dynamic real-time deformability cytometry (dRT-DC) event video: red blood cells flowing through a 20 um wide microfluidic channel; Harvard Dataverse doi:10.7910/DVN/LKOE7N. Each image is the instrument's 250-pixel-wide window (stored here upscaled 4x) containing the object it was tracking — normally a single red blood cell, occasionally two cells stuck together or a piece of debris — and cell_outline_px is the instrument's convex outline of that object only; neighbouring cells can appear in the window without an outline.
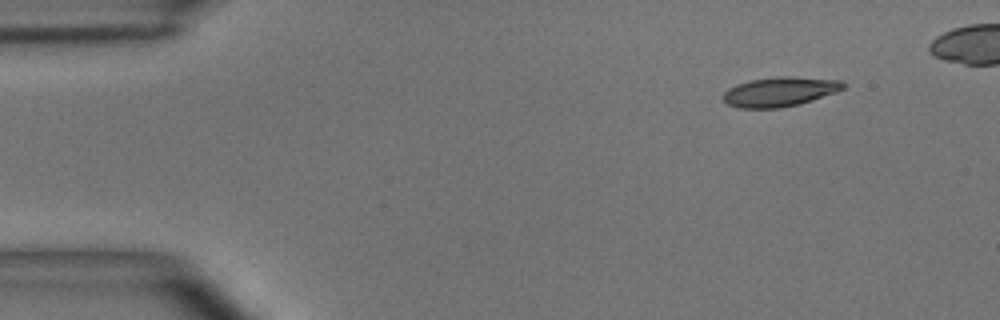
{"species": "common noctule bat (a hibernating species)", "species_latin": "Nyctalus noctula", "temperature_condition": "room temperature", "stored_images_in_passage": 5, "camera_frame_rate_fps": 3000, "um_per_image_px": 0.085, "animal": {"sex": "male", "body_mass_g": 15.6}, "frame": {"image": 1, "passage_image": 1, "time_ms": 0.0, "image_size_px": [1000, 320], "cell_outline_px": [[844, 88], [836, 92], [800, 104], [780, 108], [740, 108], [728, 104], [720, 96], [728, 88], [736, 84], [752, 80], [776, 76], [788, 76], [840, 80], [844, 84]], "centroid_in_image_um": [66.25, 7.8], "position_along_channel_um": 18.8, "area_um2": 20.63}}